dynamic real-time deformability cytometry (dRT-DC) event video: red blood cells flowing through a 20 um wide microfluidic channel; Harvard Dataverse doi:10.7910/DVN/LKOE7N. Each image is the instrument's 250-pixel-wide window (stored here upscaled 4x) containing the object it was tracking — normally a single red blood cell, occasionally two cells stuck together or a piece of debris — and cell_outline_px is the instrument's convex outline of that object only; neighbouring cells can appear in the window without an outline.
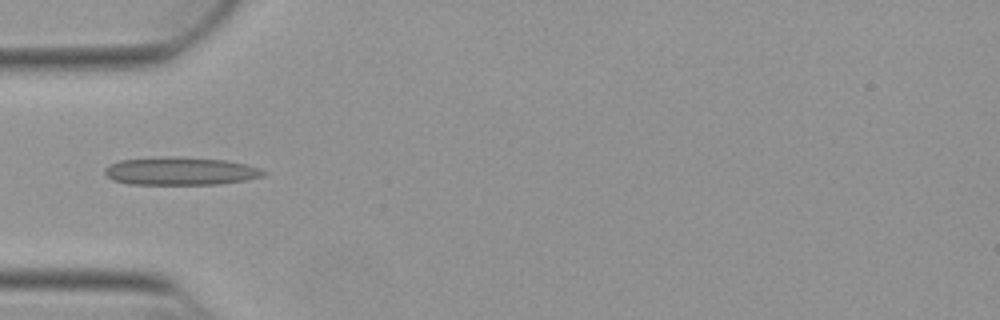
{"species": "Egyptian fruit bat (a non-hibernating species)", "species_latin": "Rousettus aegyptiacus", "temperature_condition": "warm", "stored_images_in_passage": 21, "camera_frame_rate_fps": 3000, "um_per_image_px": 0.085, "animal": {"sex": "female"}, "frame": {"image": 1, "passage_image": 1, "time_ms": 0.0, "image_size_px": [1000, 320], "cell_outline_px": [[268, 172], [264, 176], [244, 180], [220, 184], [128, 184], [112, 180], [104, 172], [104, 168], [120, 160], [160, 156], [168, 156], [224, 160], [244, 164], [260, 168]], "centroid_in_image_um": [15.33, 14.54], "position_along_channel_um": 69.7, "area_um2": 25.84}}
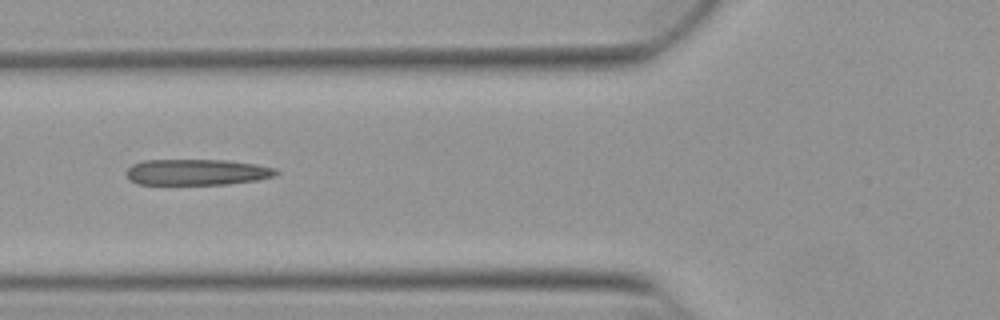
{"frame": {"image": 2, "passage_image": 4, "time_ms": 1.0, "image_size_px": [1000, 320], "cell_outline_px": [[280, 172], [276, 176], [256, 180], [228, 184], [136, 184], [128, 180], [124, 172], [132, 164], [144, 160], [228, 160], [256, 164], [276, 168]], "centroid_in_image_um": [16.72, 14.63], "position_along_channel_um": 109.1, "area_um2": 22.95}}